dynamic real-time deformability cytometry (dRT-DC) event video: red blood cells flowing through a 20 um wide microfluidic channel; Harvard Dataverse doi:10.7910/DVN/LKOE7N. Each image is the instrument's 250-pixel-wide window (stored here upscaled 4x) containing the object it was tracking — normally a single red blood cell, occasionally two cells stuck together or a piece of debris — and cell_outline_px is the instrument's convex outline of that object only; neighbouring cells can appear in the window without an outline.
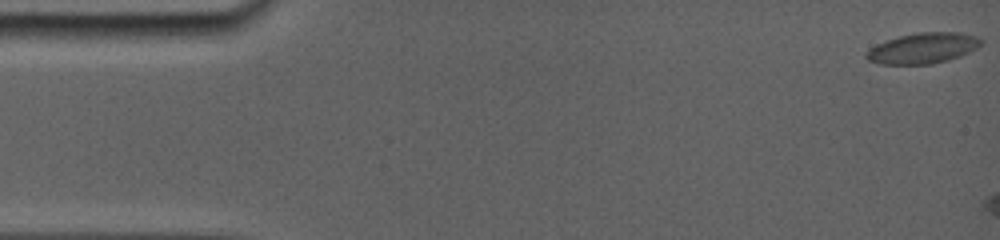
{"species": "common noctule bat (a hibernating species)", "species_latin": "Nyctalus noctula", "temperature_condition": "room temperature", "stored_images_in_passage": 8, "camera_frame_rate_fps": 5000, "um_per_image_px": 0.085, "animal": {"sex": "female", "body_mass_g": 19.0, "forearm_length_mm": 56.7}, "frame": {"image": 1, "passage_image": 1, "time_ms": 0.0, "image_size_px": [1000, 240], "cell_outline_px": [[984, 40], [976, 48], [960, 56], [948, 60], [932, 64], [880, 64], [868, 60], [864, 56], [864, 52], [888, 40], [900, 36], [916, 32], [960, 32], [976, 36]], "centroid_in_image_um": [78.47, 4.09], "position_along_channel_um": 6.5, "area_um2": 20.35}}